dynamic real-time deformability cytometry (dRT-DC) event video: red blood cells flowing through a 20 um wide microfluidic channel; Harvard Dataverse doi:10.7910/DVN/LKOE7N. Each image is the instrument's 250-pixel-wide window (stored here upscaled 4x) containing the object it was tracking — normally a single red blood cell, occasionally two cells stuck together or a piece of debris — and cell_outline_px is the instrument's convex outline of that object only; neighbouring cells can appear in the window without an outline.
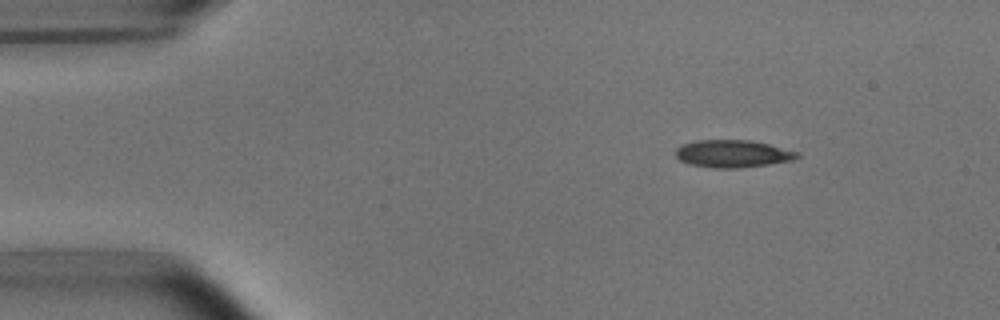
{"species": "common noctule bat (a hibernating species)", "species_latin": "Nyctalus noctula", "temperature_condition": "room temperature", "stored_images_in_passage": 44, "camera_frame_rate_fps": 3000, "um_per_image_px": 0.085, "animal": {"sex": "male", "body_mass_g": 15.6}, "frame": {"image": 1, "passage_image": 2, "time_ms": 0.333, "image_size_px": [1000, 320], "cell_outline_px": [[800, 156], [792, 160], [768, 164], [740, 168], [712, 168], [688, 164], [680, 160], [676, 156], [676, 148], [680, 144], [696, 140], [752, 140], [800, 152]], "centroid_in_image_um": [62.26, 13.06], "position_along_channel_um": 22.7, "area_um2": 19.59}}
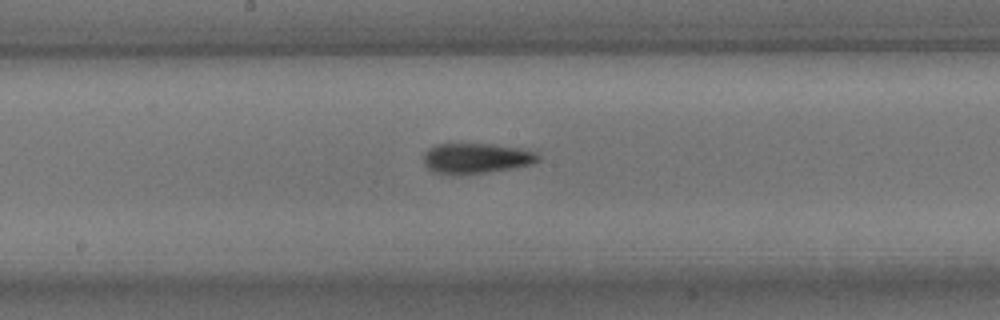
{"frame": {"image": 2, "passage_image": 22, "time_ms": 7.0, "image_size_px": [1000, 320], "cell_outline_px": [[540, 160], [532, 164], [512, 168], [484, 172], [452, 176], [432, 172], [424, 164], [424, 152], [428, 148], [436, 144], [492, 144], [524, 148], [536, 152], [540, 156]], "centroid_in_image_um": [40.46, 13.46], "position_along_channel_um": 207.7, "area_um2": 20.58}}
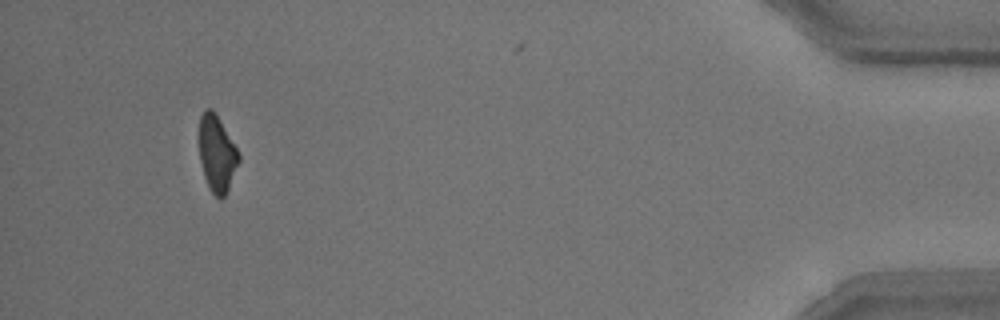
{"frame": {"image": 3, "passage_image": 44, "time_ms": 14.333, "image_size_px": [1000, 320], "cell_outline_px": [[240, 160], [228, 188], [224, 196], [220, 200], [212, 192], [204, 176], [200, 160], [200, 116], [208, 108], [212, 108], [216, 112], [236, 148], [240, 156]], "centroid_in_image_um": [18.44, 13.04], "position_along_channel_um": 416.8, "area_um2": 17.22}, "authors_computed_cell_mechanics": {"area_um2": 19.5942, "velocity_mm_per_s": 3.8073, "shape_relaxation_time_tau1_ms": 3.7502, "shape_relaxation_time_tau2_ms": 3.0628, "deformation_change_tau1": 0.1351, "deformation_change_tau2": 0.1134}}